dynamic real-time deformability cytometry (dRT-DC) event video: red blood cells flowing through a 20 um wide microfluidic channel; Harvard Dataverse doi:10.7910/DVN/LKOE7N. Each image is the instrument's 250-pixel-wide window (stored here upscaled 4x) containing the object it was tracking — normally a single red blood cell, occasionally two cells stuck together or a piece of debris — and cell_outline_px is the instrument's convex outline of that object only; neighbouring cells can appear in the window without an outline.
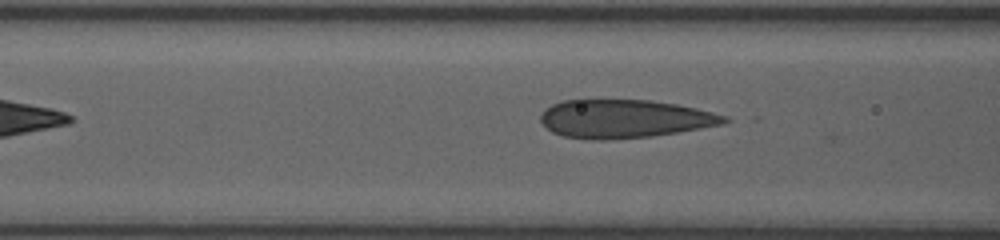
{"species": "human", "species_latin": "Homo sapiens", "temperature_condition": "room temperature", "stored_images_in_passage": 7, "camera_frame_rate_fps": 3000, "um_per_image_px": 0.085, "donor": {"sex": "female"}, "frame": {"image": 1, "passage_image": 5, "time_ms": 1.333, "image_size_px": [1000, 240], "cell_outline_px": [[728, 120], [720, 124], [676, 132], [652, 136], [604, 140], [592, 140], [564, 136], [552, 132], [540, 120], [540, 116], [552, 104], [564, 100], [648, 100], [676, 104], [696, 108], [728, 116]], "centroid_in_image_um": [53.05, 10.1], "position_along_channel_um": 113.5, "area_um2": 40.52}}